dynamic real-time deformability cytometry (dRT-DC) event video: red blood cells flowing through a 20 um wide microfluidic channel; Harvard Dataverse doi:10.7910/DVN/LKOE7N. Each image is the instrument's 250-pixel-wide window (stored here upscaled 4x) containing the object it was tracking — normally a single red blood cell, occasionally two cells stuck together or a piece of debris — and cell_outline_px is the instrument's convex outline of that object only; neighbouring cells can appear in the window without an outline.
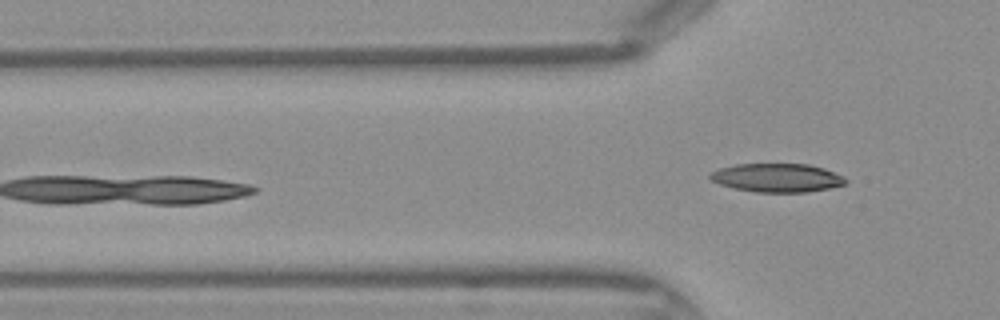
{"species": "Egyptian fruit bat (a non-hibernating species)", "species_latin": "Rousettus aegyptiacus", "temperature_condition": "warm", "stored_images_in_passage": 5, "camera_frame_rate_fps": 3000, "um_per_image_px": 0.085, "frame": {"image": 1, "passage_image": 5, "time_ms": 1.333, "image_size_px": [1000, 320], "cell_outline_px": [[848, 180], [844, 184], [832, 188], [808, 192], [756, 192], [736, 188], [720, 184], [712, 180], [708, 176], [712, 172], [720, 168], [736, 164], [808, 164], [824, 168], [844, 176]], "centroid_in_image_um": [66.1, 15.11], "position_along_channel_um": 59.7, "area_um2": 22.54}}